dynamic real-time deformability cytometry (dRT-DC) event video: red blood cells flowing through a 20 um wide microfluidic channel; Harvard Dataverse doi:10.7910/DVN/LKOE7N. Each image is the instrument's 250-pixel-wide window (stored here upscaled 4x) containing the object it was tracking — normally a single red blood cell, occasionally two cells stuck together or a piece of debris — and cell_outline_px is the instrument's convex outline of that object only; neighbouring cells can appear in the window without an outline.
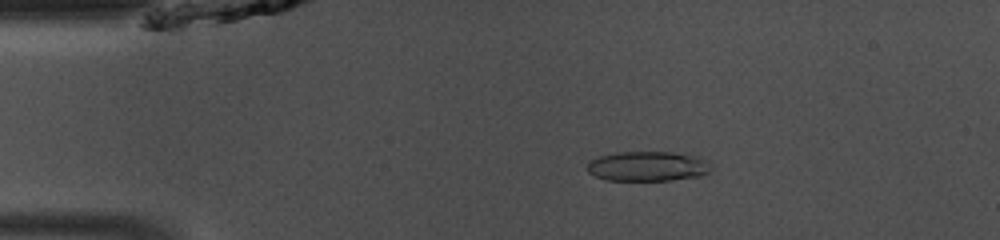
{"species": "common noctule bat (a hibernating species)", "species_latin": "Nyctalus noctula", "temperature_condition": "room temperature", "stored_images_in_passage": 48, "camera_frame_rate_fps": 3000, "um_per_image_px": 0.085, "animal": {"sex": "male", "body_mass_g": 13.0, "forearm_length_mm": 53.1}, "frame": {"image": 1, "passage_image": 9, "time_ms": 2.667, "image_size_px": [1000, 240], "cell_outline_px": [[712, 168], [708, 172], [700, 176], [672, 180], [608, 180], [596, 176], [588, 172], [588, 164], [592, 160], [600, 156], [616, 152], [672, 152], [696, 156], [708, 160], [712, 164]], "centroid_in_image_um": [55.11, 14.13], "position_along_channel_um": 29.9, "area_um2": 21.5}}
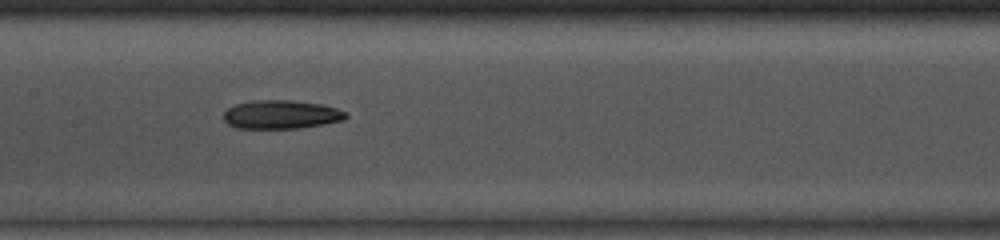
{"frame": {"image": 2, "passage_image": 23, "time_ms": 7.333, "image_size_px": [1000, 240], "cell_outline_px": [[348, 116], [344, 120], [324, 124], [300, 128], [236, 128], [228, 124], [224, 120], [224, 112], [228, 108], [236, 104], [252, 100], [292, 100], [324, 104], [348, 112]], "centroid_in_image_um": [23.93, 9.73], "position_along_channel_um": 183.5, "area_um2": 20.58}}
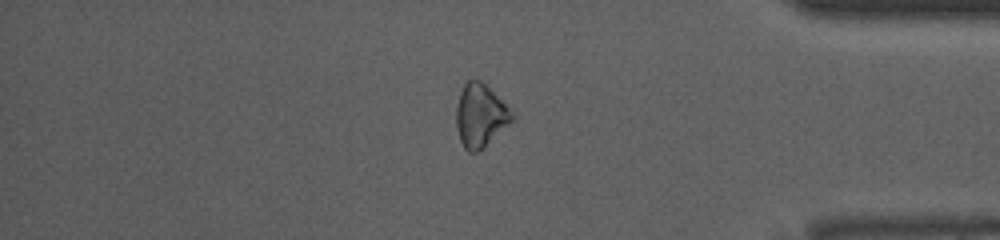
{"frame": {"image": 3, "passage_image": 40, "time_ms": 13.0, "image_size_px": [1000, 240], "cell_outline_px": [[516, 120], [484, 148], [476, 152], [468, 152], [464, 148], [460, 140], [456, 128], [456, 108], [460, 92], [464, 84], [468, 80], [480, 80], [516, 112]], "centroid_in_image_um": [40.89, 9.85], "position_along_channel_um": 394.3, "area_um2": 21.1}, "authors_computed_cell_mechanics": {"area_um2": 20.9236, "velocity_mm_per_s": 4.162, "shape_relaxation_time_tau1_ms": 10.3375, "shape_relaxation_time_tau2_ms": null, "deformation_change_tau1": 0.1876, "deformation_change_tau2": null}}